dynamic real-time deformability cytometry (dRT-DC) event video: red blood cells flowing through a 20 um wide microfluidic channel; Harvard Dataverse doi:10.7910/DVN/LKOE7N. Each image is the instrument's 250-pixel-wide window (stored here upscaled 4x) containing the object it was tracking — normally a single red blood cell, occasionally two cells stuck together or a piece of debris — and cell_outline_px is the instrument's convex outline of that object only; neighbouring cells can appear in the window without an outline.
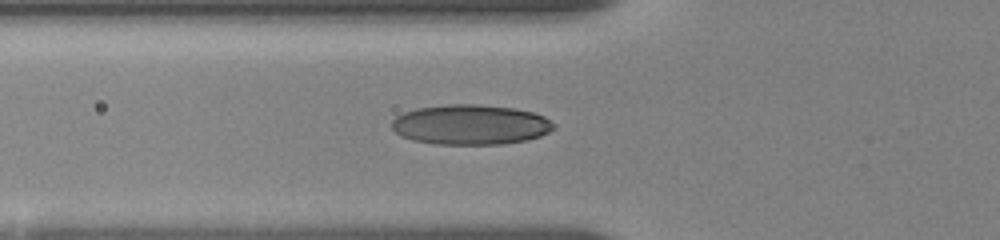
{"species": "human", "species_latin": "Homo sapiens", "temperature_condition": "room temperature", "stored_images_in_passage": 7, "camera_frame_rate_fps": 3000, "um_per_image_px": 0.085, "donor": {"sex": "female"}, "frame": {"image": 1, "passage_image": 3, "time_ms": 0.333, "image_size_px": [1000, 240], "cell_outline_px": [[556, 128], [540, 136], [528, 140], [500, 144], [436, 144], [412, 140], [400, 136], [392, 128], [392, 120], [396, 116], [404, 112], [416, 108], [448, 104], [476, 104], [516, 108], [532, 112], [544, 116], [556, 124]], "centroid_in_image_um": [40.0, 10.59], "position_along_channel_um": 85.8, "area_um2": 38.03}}
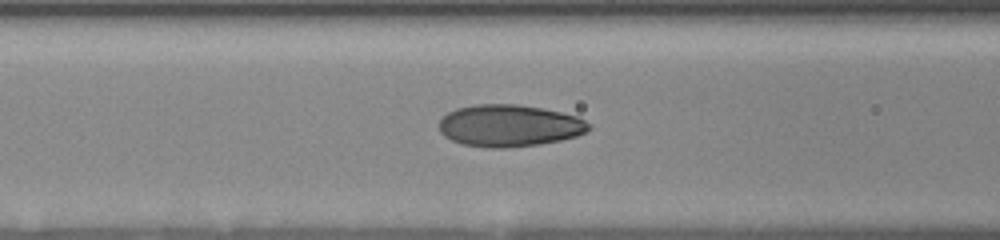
{"frame": {"image": 2, "passage_image": 6, "time_ms": 1.333, "image_size_px": [1000, 240], "cell_outline_px": [[592, 128], [588, 132], [576, 136], [560, 140], [540, 144], [508, 148], [488, 148], [464, 144], [452, 140], [444, 136], [440, 132], [440, 120], [448, 112], [456, 108], [476, 104], [516, 104], [540, 108], [560, 112], [576, 116], [592, 124]], "centroid_in_image_um": [43.31, 10.68], "position_along_channel_um": 123.3, "area_um2": 36.7}}